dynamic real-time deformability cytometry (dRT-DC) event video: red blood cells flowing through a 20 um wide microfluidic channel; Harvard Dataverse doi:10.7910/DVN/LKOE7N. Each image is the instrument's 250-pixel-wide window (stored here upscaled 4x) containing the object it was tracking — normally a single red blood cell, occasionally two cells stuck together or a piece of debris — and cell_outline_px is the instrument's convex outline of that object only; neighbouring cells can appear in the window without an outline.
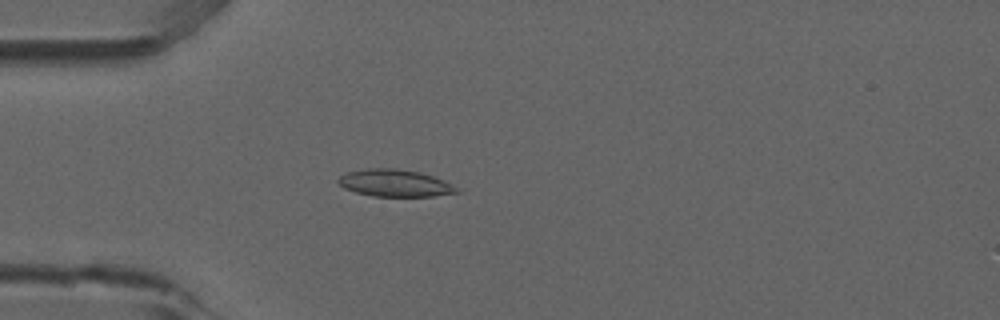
{"species": "common noctule bat (a hibernating species)", "species_latin": "Nyctalus noctula", "temperature_condition": "room temperature", "stored_images_in_passage": 53, "camera_frame_rate_fps": 3000, "um_per_image_px": 0.085, "animal": {"sex": "male", "forearm_length_mm": 52.5}, "frame": {"image": 1, "passage_image": 15, "time_ms": 4.667, "image_size_px": [1000, 320], "cell_outline_px": [[460, 192], [432, 196], [372, 196], [356, 192], [344, 188], [336, 180], [344, 172], [364, 168], [396, 168], [420, 172], [444, 180], [456, 188]], "centroid_in_image_um": [33.5, 15.55], "position_along_channel_um": 51.5, "area_um2": 18.73}}
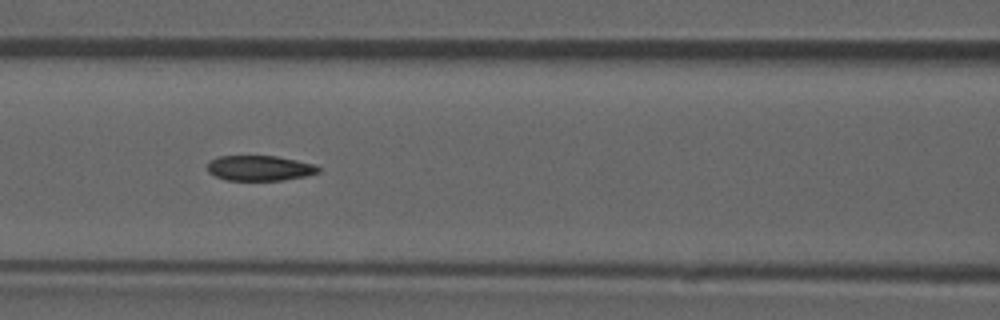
{"frame": {"image": 2, "passage_image": 23, "time_ms": 7.333, "image_size_px": [1000, 320], "cell_outline_px": [[320, 172], [308, 176], [280, 180], [224, 180], [208, 172], [208, 164], [212, 160], [220, 156], [276, 156], [316, 164], [320, 168]], "centroid_in_image_um": [22.12, 14.29], "position_along_channel_um": 144.5, "area_um2": 16.3}}
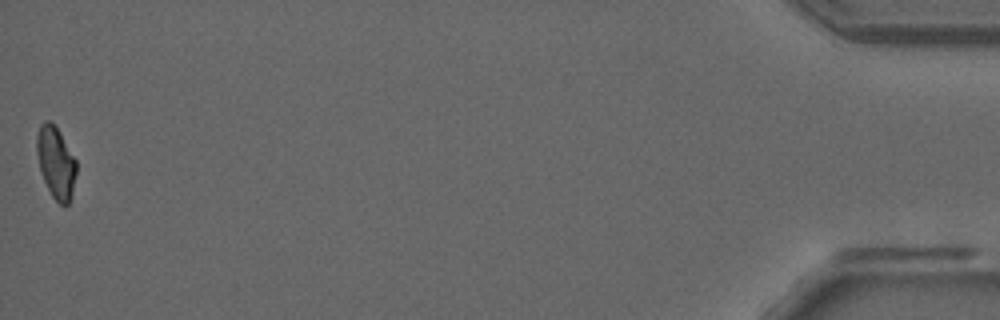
{"frame": {"image": 3, "passage_image": 53, "time_ms": 17.333, "image_size_px": [1000, 320], "cell_outline_px": [[76, 172], [72, 196], [68, 204], [64, 208], [52, 196], [44, 180], [40, 168], [36, 152], [36, 136], [40, 124], [44, 120], [48, 120], [60, 132], [76, 160]], "centroid_in_image_um": [4.75, 13.82], "position_along_channel_um": 430.5, "area_um2": 16.53}, "authors_computed_cell_mechanics": {"area_um2": 17.6868, "velocity_mm_per_s": 3.8654, "shape_relaxation_time_tau1_ms": null, "shape_relaxation_time_tau2_ms": 2.4609, "deformation_change_tau1": null, "deformation_change_tau2": 0.0769}}